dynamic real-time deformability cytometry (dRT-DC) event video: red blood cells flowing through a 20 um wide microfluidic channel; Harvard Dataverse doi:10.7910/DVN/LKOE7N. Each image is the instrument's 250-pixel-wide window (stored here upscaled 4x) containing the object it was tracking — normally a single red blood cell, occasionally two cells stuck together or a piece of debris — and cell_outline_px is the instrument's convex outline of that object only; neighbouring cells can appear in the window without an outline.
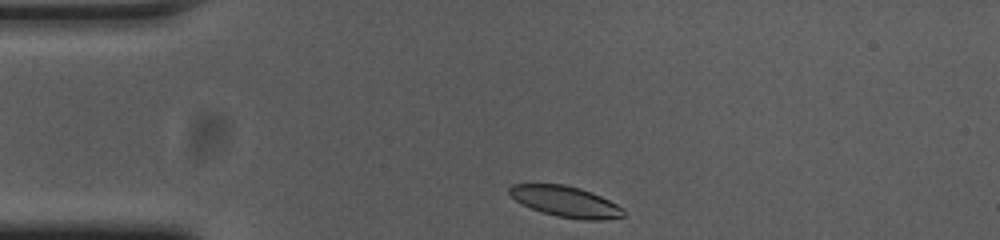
{"species": "common noctule bat (a hibernating species)", "species_latin": "Nyctalus noctula", "temperature_condition": "cold", "stored_images_in_passage": 34, "camera_frame_rate_fps": 3000, "um_per_image_px": 0.085, "animal": {"sex": "female", "body_mass_g": 23.0, "forearm_length_mm": 53.4}, "frame": {"image": 1, "passage_image": 1, "time_ms": 0.0, "image_size_px": [1000, 240], "cell_outline_px": [[624, 216], [604, 220], [584, 220], [556, 216], [532, 208], [516, 200], [508, 192], [508, 188], [512, 184], [564, 184], [580, 188], [592, 192], [624, 208]], "centroid_in_image_um": [48.1, 17.13], "position_along_channel_um": 36.9, "area_um2": 20.35}}
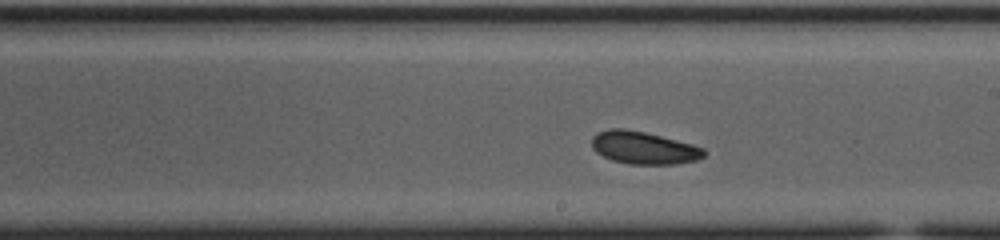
{"frame": {"image": 2, "passage_image": 20, "time_ms": 6.333, "image_size_px": [1000, 240], "cell_outline_px": [[708, 152], [704, 156], [696, 160], [676, 164], [628, 164], [612, 160], [596, 152], [592, 148], [592, 136], [596, 132], [612, 128], [624, 128], [644, 132], [692, 144], [704, 148]], "centroid_in_image_um": [54.71, 12.56], "position_along_channel_um": 234.3, "area_um2": 21.33}}
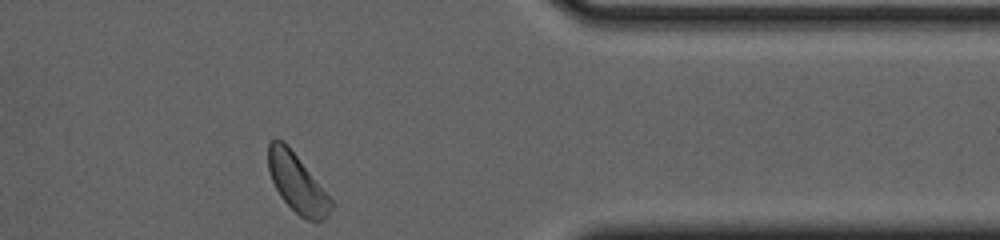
{"frame": {"image": 3, "passage_image": 34, "time_ms": 11.0, "image_size_px": [1000, 240], "cell_outline_px": [[336, 204], [328, 216], [324, 220], [308, 220], [300, 216], [280, 196], [272, 180], [268, 168], [268, 144], [276, 136], [284, 140]], "centroid_in_image_um": [25.27, 15.55], "position_along_channel_um": 386.1, "area_um2": 21.44}, "authors_computed_cell_mechanics": {"area_um2": 21.4438, "velocity_mm_per_s": 3.6513, "shape_relaxation_time_tau1_ms": 1.917, "shape_relaxation_time_tau2_ms": null, "deformation_change_tau1": 0.0773, "deformation_change_tau2": null}}